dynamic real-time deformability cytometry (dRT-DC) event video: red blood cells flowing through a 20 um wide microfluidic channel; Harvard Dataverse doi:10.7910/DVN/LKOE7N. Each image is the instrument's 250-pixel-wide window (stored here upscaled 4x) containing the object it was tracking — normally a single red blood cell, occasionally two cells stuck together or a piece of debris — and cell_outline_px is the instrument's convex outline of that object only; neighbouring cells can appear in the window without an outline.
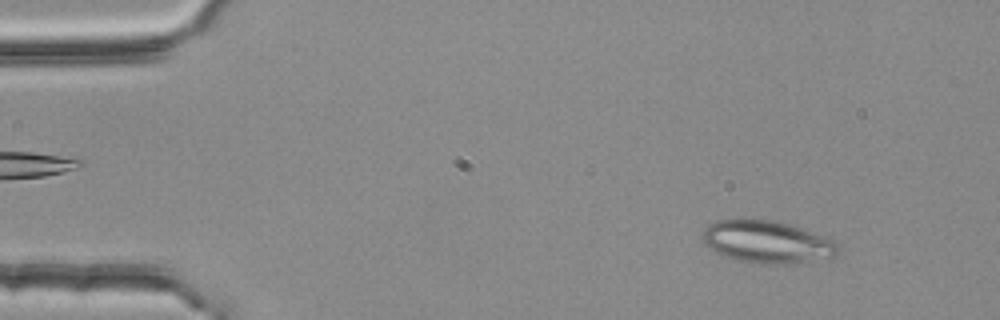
{"species": "common noctule bat (a hibernating species)", "species_latin": "Nyctalus noctula", "temperature_condition": "room temperature", "stored_images_in_passage": 3, "camera_frame_rate_fps": 3000, "um_per_image_px": 0.085, "animal": {"sex": "female", "body_mass_g": 25.1}, "frame": {"image": 1, "passage_image": 1, "time_ms": 0.0, "image_size_px": [1000, 320], "cell_outline_px": [[840, 252], [836, 256], [808, 260], [772, 264], [764, 264], [740, 260], [716, 252], [708, 248], [704, 244], [700, 236], [704, 228], [708, 224], [716, 220], [736, 216], [772, 220], [788, 224], [836, 240], [840, 248]], "centroid_in_image_um": [65.12, 20.5], "position_along_channel_um": 19.9, "area_um2": 33.81}}